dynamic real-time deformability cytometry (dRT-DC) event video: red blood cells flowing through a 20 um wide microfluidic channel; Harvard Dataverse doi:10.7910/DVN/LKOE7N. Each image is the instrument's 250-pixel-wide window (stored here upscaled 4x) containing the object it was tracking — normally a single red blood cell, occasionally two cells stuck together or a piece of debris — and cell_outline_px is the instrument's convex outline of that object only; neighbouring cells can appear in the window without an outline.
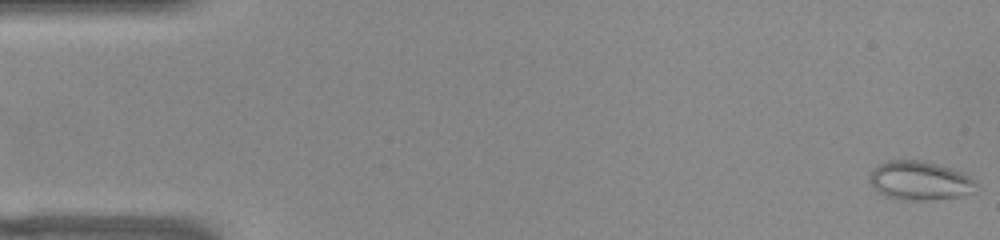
{"species": "common noctule bat (a hibernating species)", "species_latin": "Nyctalus noctula", "temperature_condition": "warm", "stored_images_in_passage": 53, "camera_frame_rate_fps": 3000, "um_per_image_px": 0.085, "animal": {"sex": "female", "body_mass_g": 22.0, "forearm_length_mm": 56.7}, "frame": {"image": 1, "passage_image": 1, "time_ms": 0.0, "image_size_px": [1000, 240], "cell_outline_px": [[980, 184], [976, 192], [960, 196], [932, 200], [896, 200], [884, 196], [868, 180], [868, 176], [872, 168], [888, 160], [924, 160], [964, 172], [976, 180]], "centroid_in_image_um": [78.23, 15.36], "position_along_channel_um": 6.8, "area_um2": 24.8}}
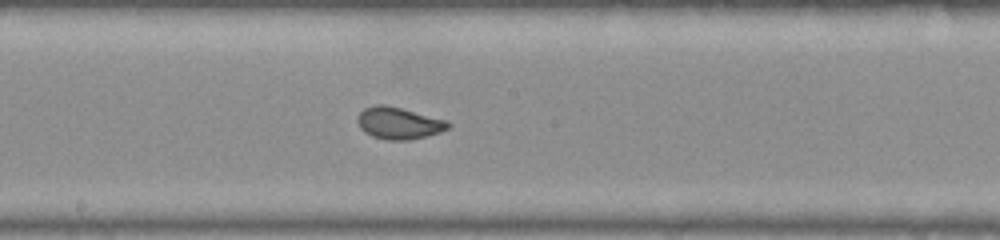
{"frame": {"image": 2, "passage_image": 28, "time_ms": 9.0, "image_size_px": [1000, 240], "cell_outline_px": [[452, 124], [448, 128], [440, 132], [408, 140], [388, 140], [372, 136], [364, 132], [360, 128], [356, 120], [356, 116], [364, 108], [376, 104], [384, 104], [448, 120]], "centroid_in_image_um": [33.87, 10.46], "position_along_channel_um": 214.3, "area_um2": 16.88}}
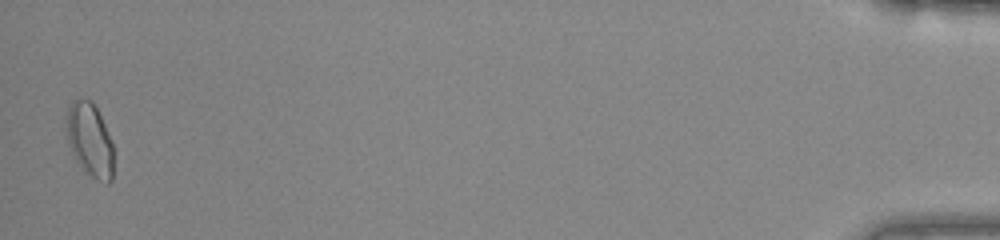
{"frame": {"image": 3, "passage_image": 52, "time_ms": 17.0, "image_size_px": [1000, 240], "cell_outline_px": [[112, 180], [108, 184], [96, 180], [84, 172], [76, 160], [68, 144], [68, 108], [72, 100], [92, 100], [112, 140]], "centroid_in_image_um": [7.65, 11.94], "position_along_channel_um": 427.5, "area_um2": 19.88}, "authors_computed_cell_mechanics": {"area_um2": 17.3978, "velocity_mm_per_s": 3.8783, "shape_relaxation_time_tau1_ms": null, "shape_relaxation_time_tau2_ms": 0.7193, "deformation_change_tau1": null, "deformation_change_tau2": 0.0537}}